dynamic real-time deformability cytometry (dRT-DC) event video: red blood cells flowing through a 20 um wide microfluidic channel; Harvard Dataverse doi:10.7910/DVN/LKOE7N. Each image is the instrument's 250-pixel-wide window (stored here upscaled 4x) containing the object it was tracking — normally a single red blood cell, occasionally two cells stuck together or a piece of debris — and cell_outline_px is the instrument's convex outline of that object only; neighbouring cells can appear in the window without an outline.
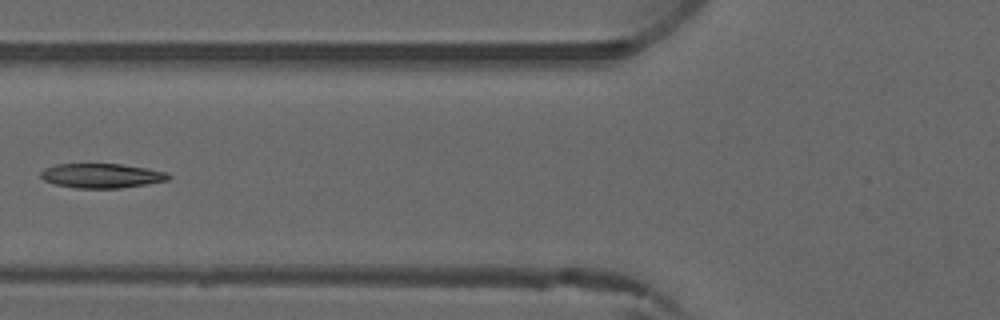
{"species": "common noctule bat (a hibernating species)", "species_latin": "Nyctalus noctula", "temperature_condition": "warm", "stored_images_in_passage": 5, "camera_frame_rate_fps": 3000, "um_per_image_px": 0.085, "animal": {"sex": "male", "forearm_length_mm": 52.5}, "frame": {"image": 1, "passage_image": 5, "time_ms": 5.667, "image_size_px": [1000, 320], "cell_outline_px": [[172, 176], [168, 180], [120, 188], [76, 188], [52, 184], [44, 180], [40, 176], [40, 172], [44, 168], [56, 164], [120, 164], [148, 168], [164, 172]], "centroid_in_image_um": [8.59, 14.93], "position_along_channel_um": 117.2, "area_um2": 18.21}}